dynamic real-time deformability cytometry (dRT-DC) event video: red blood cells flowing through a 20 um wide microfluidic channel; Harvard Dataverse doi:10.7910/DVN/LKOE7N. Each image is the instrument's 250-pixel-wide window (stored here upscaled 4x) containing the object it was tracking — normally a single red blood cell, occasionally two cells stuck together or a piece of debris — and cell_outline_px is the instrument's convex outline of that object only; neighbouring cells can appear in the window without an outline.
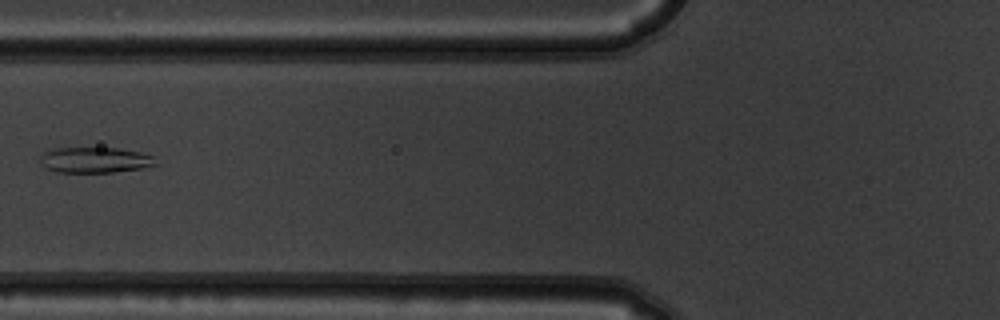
{"species": "common noctule bat (a hibernating species)", "species_latin": "Nyctalus noctula", "temperature_condition": "warm", "stored_images_in_passage": 4, "camera_frame_rate_fps": 3000, "um_per_image_px": 0.085, "animal": {"sex": "male", "body_mass_g": 19.5, "forearm_length_mm": 54.6}, "frame": {"image": 1, "passage_image": 3, "time_ms": 0.667, "image_size_px": [1000, 320], "cell_outline_px": [[156, 164], [140, 168], [112, 172], [56, 172], [48, 168], [40, 160], [40, 156], [48, 148], [120, 148], [140, 152], [152, 156]], "centroid_in_image_um": [8.03, 13.58], "position_along_channel_um": 117.8, "area_um2": 17.05}}